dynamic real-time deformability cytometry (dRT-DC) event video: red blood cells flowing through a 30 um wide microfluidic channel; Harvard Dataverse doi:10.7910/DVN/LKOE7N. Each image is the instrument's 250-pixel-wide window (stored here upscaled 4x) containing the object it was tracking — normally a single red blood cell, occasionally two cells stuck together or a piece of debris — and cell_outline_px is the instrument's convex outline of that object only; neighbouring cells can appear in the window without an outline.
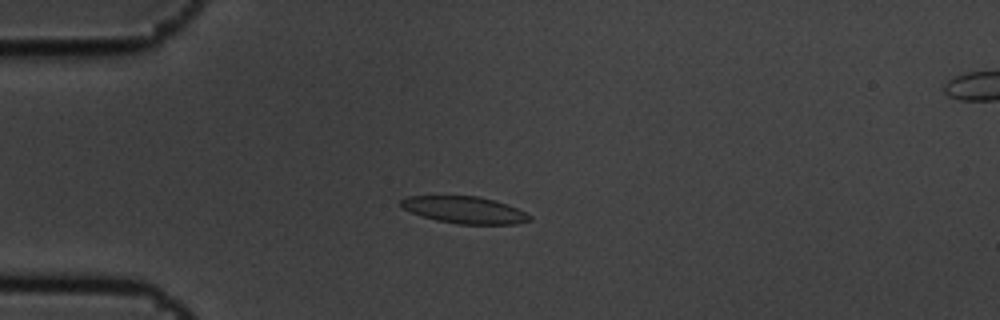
{"species": "common noctule bat (a hibernating species)", "species_latin": "Nyctalus noctula", "temperature_condition": "cold", "stored_images_in_passage": 5, "camera_frame_rate_fps": 3000, "um_per_image_px": 0.085, "animal": {"sex": "male", "body_mass_g": 19.5, "forearm_length_mm": 54.6}, "frame": {"image": 1, "passage_image": 4, "time_ms": 1.0, "image_size_px": [1000, 320], "cell_outline_px": [[532, 220], [516, 224], [460, 224], [436, 220], [400, 208], [400, 200], [408, 196], [476, 196], [496, 200], [508, 204], [532, 216]], "centroid_in_image_um": [39.5, 17.84], "position_along_channel_um": 45.5, "area_um2": 20.17}}